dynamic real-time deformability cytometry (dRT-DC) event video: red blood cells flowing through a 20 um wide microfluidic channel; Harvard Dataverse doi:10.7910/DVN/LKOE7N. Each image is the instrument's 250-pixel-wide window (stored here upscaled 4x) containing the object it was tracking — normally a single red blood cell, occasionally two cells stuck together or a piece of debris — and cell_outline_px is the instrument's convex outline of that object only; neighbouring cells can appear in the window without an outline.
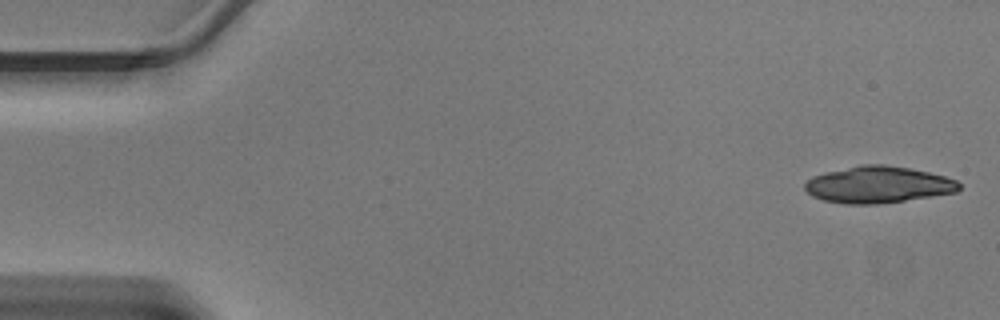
{"species": "Egyptian fruit bat (a non-hibernating species)", "species_latin": "Rousettus aegyptiacus", "temperature_condition": "warm", "stored_images_in_passage": 13, "camera_frame_rate_fps": 3000, "um_per_image_px": 0.085, "animal": {"sex": "male"}, "frame": {"image": 1, "passage_image": 1, "time_ms": 0.0, "image_size_px": [1000, 320], "cell_outline_px": [[960, 188], [956, 192], [932, 196], [876, 204], [844, 204], [824, 200], [812, 196], [804, 188], [804, 184], [812, 176], [824, 172], [864, 164], [884, 164], [908, 168], [928, 172], [944, 176], [956, 180], [960, 184]], "centroid_in_image_um": [74.61, 15.69], "position_along_channel_um": 10.4, "area_um2": 32.77}}